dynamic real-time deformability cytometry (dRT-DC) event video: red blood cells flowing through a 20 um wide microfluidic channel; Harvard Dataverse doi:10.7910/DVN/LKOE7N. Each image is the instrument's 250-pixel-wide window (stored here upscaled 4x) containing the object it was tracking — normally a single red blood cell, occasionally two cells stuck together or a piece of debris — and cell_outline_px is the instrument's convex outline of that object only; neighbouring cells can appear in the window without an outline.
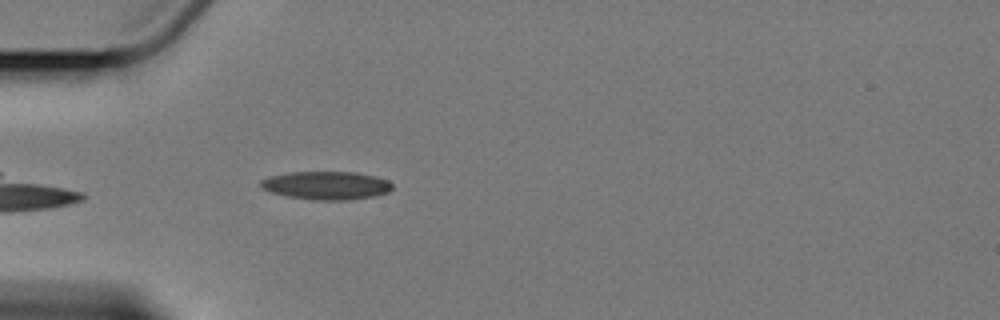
{"species": "Egyptian fruit bat (a non-hibernating species)", "species_latin": "Rousettus aegyptiacus", "temperature_condition": "cold", "stored_images_in_passage": 4, "camera_frame_rate_fps": 3000, "um_per_image_px": 0.085, "animal": {"sex": "female"}, "frame": {"image": 1, "passage_image": 4, "time_ms": 3.333, "image_size_px": [1000, 320], "cell_outline_px": [[392, 188], [388, 192], [372, 196], [344, 200], [316, 200], [288, 196], [272, 192], [264, 188], [260, 184], [260, 180], [272, 176], [288, 172], [356, 172], [376, 176], [388, 180], [392, 184]], "centroid_in_image_um": [27.77, 15.75], "position_along_channel_um": 57.2, "area_um2": 21.39}}